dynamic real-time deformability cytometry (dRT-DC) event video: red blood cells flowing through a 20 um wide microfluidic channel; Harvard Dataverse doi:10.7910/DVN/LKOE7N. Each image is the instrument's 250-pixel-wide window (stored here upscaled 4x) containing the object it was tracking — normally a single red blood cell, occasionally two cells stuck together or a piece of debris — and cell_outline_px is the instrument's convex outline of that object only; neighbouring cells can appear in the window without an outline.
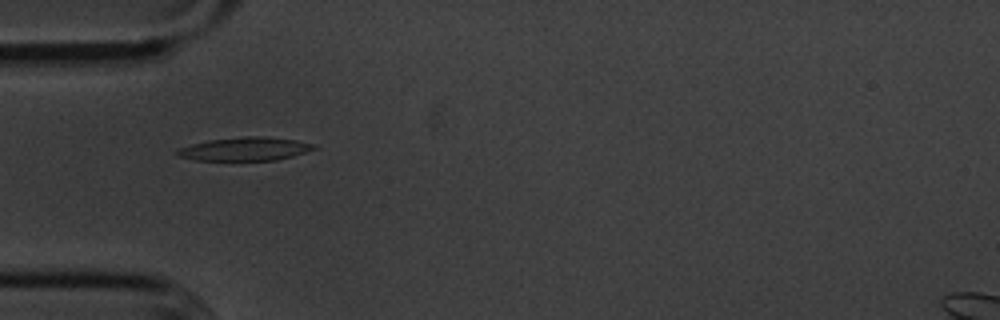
{"species": "common noctule bat (a hibernating species)", "species_latin": "Nyctalus noctula", "temperature_condition": "cold", "stored_images_in_passage": 5, "camera_frame_rate_fps": 3000, "um_per_image_px": 0.085, "animal": {"sex": "male", "body_mass_g": 20.1, "forearm_length_mm": 53.5}, "frame": {"image": 1, "passage_image": 2, "time_ms": 0.333, "image_size_px": [1000, 320], "cell_outline_px": [[320, 148], [292, 156], [276, 160], [196, 160], [176, 156], [176, 148], [208, 140], [248, 136], [264, 136], [296, 140], [316, 144]], "centroid_in_image_um": [20.84, 12.66], "position_along_channel_um": 64.2, "area_um2": 18.79}}
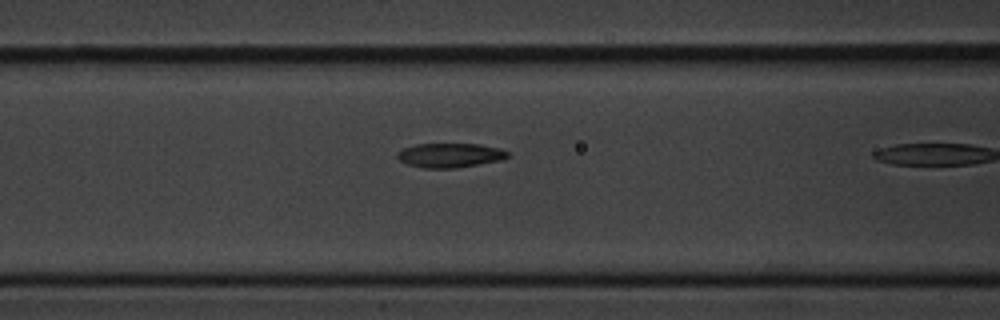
{"frame": {"image": 2, "passage_image": 4, "time_ms": 1.0, "image_size_px": [1000, 320], "cell_outline_px": [[508, 156], [500, 160], [456, 168], [424, 168], [408, 164], [400, 160], [396, 156], [396, 152], [404, 148], [416, 144], [480, 144], [500, 148], [508, 152]], "centroid_in_image_um": [38.23, 13.19], "position_along_channel_um": 128.4, "area_um2": 15.55}}